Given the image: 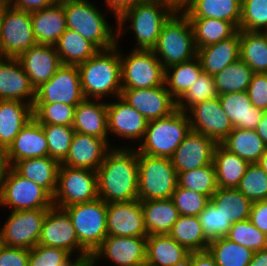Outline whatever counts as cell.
I'll return each instance as SVG.
<instances>
[{
  "instance_id": "obj_1",
  "label": "cell",
  "mask_w": 267,
  "mask_h": 266,
  "mask_svg": "<svg viewBox=\"0 0 267 266\" xmlns=\"http://www.w3.org/2000/svg\"><path fill=\"white\" fill-rule=\"evenodd\" d=\"M98 198L107 204L138 199V152L112 146L97 169Z\"/></svg>"
},
{
  "instance_id": "obj_2",
  "label": "cell",
  "mask_w": 267,
  "mask_h": 266,
  "mask_svg": "<svg viewBox=\"0 0 267 266\" xmlns=\"http://www.w3.org/2000/svg\"><path fill=\"white\" fill-rule=\"evenodd\" d=\"M119 45L117 42L113 48L99 50L92 58L77 65L85 99L105 100L104 97L121 96Z\"/></svg>"
},
{
  "instance_id": "obj_3",
  "label": "cell",
  "mask_w": 267,
  "mask_h": 266,
  "mask_svg": "<svg viewBox=\"0 0 267 266\" xmlns=\"http://www.w3.org/2000/svg\"><path fill=\"white\" fill-rule=\"evenodd\" d=\"M174 11L175 9L170 4L161 0L138 2L116 19L117 42L122 38L121 36L132 30L136 41L135 47L132 49L152 50L157 43L164 22ZM127 20L129 23L131 22L129 25Z\"/></svg>"
},
{
  "instance_id": "obj_4",
  "label": "cell",
  "mask_w": 267,
  "mask_h": 266,
  "mask_svg": "<svg viewBox=\"0 0 267 266\" xmlns=\"http://www.w3.org/2000/svg\"><path fill=\"white\" fill-rule=\"evenodd\" d=\"M63 8L68 29L80 34L99 50H107L117 45V27L108 23L105 13L99 10L94 2L63 0Z\"/></svg>"
},
{
  "instance_id": "obj_5",
  "label": "cell",
  "mask_w": 267,
  "mask_h": 266,
  "mask_svg": "<svg viewBox=\"0 0 267 266\" xmlns=\"http://www.w3.org/2000/svg\"><path fill=\"white\" fill-rule=\"evenodd\" d=\"M152 51L164 69L196 57L193 30L182 10H175L164 22Z\"/></svg>"
},
{
  "instance_id": "obj_6",
  "label": "cell",
  "mask_w": 267,
  "mask_h": 266,
  "mask_svg": "<svg viewBox=\"0 0 267 266\" xmlns=\"http://www.w3.org/2000/svg\"><path fill=\"white\" fill-rule=\"evenodd\" d=\"M190 130L187 113L176 109L166 117L149 121L142 140L132 147L141 154L171 158Z\"/></svg>"
},
{
  "instance_id": "obj_7",
  "label": "cell",
  "mask_w": 267,
  "mask_h": 266,
  "mask_svg": "<svg viewBox=\"0 0 267 266\" xmlns=\"http://www.w3.org/2000/svg\"><path fill=\"white\" fill-rule=\"evenodd\" d=\"M178 186V173L171 158L138 152V200L168 199Z\"/></svg>"
},
{
  "instance_id": "obj_8",
  "label": "cell",
  "mask_w": 267,
  "mask_h": 266,
  "mask_svg": "<svg viewBox=\"0 0 267 266\" xmlns=\"http://www.w3.org/2000/svg\"><path fill=\"white\" fill-rule=\"evenodd\" d=\"M63 209L71 219L79 243L92 255L107 236V203L98 198Z\"/></svg>"
},
{
  "instance_id": "obj_9",
  "label": "cell",
  "mask_w": 267,
  "mask_h": 266,
  "mask_svg": "<svg viewBox=\"0 0 267 266\" xmlns=\"http://www.w3.org/2000/svg\"><path fill=\"white\" fill-rule=\"evenodd\" d=\"M120 51L122 89H146L164 85L165 69L152 50ZM125 56V57H124Z\"/></svg>"
},
{
  "instance_id": "obj_10",
  "label": "cell",
  "mask_w": 267,
  "mask_h": 266,
  "mask_svg": "<svg viewBox=\"0 0 267 266\" xmlns=\"http://www.w3.org/2000/svg\"><path fill=\"white\" fill-rule=\"evenodd\" d=\"M53 197L41 186L9 168L0 187V207L11 211L49 209Z\"/></svg>"
},
{
  "instance_id": "obj_11",
  "label": "cell",
  "mask_w": 267,
  "mask_h": 266,
  "mask_svg": "<svg viewBox=\"0 0 267 266\" xmlns=\"http://www.w3.org/2000/svg\"><path fill=\"white\" fill-rule=\"evenodd\" d=\"M35 45L31 12L15 9L5 0L2 3L0 57L17 58Z\"/></svg>"
},
{
  "instance_id": "obj_12",
  "label": "cell",
  "mask_w": 267,
  "mask_h": 266,
  "mask_svg": "<svg viewBox=\"0 0 267 266\" xmlns=\"http://www.w3.org/2000/svg\"><path fill=\"white\" fill-rule=\"evenodd\" d=\"M95 199H98L96 171L59 166L57 189L53 196L54 206L65 208Z\"/></svg>"
},
{
  "instance_id": "obj_13",
  "label": "cell",
  "mask_w": 267,
  "mask_h": 266,
  "mask_svg": "<svg viewBox=\"0 0 267 266\" xmlns=\"http://www.w3.org/2000/svg\"><path fill=\"white\" fill-rule=\"evenodd\" d=\"M38 244L64 249L87 264L91 258V254L79 243L68 213L54 205L46 213Z\"/></svg>"
},
{
  "instance_id": "obj_14",
  "label": "cell",
  "mask_w": 267,
  "mask_h": 266,
  "mask_svg": "<svg viewBox=\"0 0 267 266\" xmlns=\"http://www.w3.org/2000/svg\"><path fill=\"white\" fill-rule=\"evenodd\" d=\"M48 209L10 211L0 227V244L32 249L38 244Z\"/></svg>"
},
{
  "instance_id": "obj_15",
  "label": "cell",
  "mask_w": 267,
  "mask_h": 266,
  "mask_svg": "<svg viewBox=\"0 0 267 266\" xmlns=\"http://www.w3.org/2000/svg\"><path fill=\"white\" fill-rule=\"evenodd\" d=\"M147 236L118 237L107 235L92 253L89 265L97 266L102 259L113 266H145Z\"/></svg>"
},
{
  "instance_id": "obj_16",
  "label": "cell",
  "mask_w": 267,
  "mask_h": 266,
  "mask_svg": "<svg viewBox=\"0 0 267 266\" xmlns=\"http://www.w3.org/2000/svg\"><path fill=\"white\" fill-rule=\"evenodd\" d=\"M85 99L77 65H61L54 76L35 89L34 103H64L77 106Z\"/></svg>"
},
{
  "instance_id": "obj_17",
  "label": "cell",
  "mask_w": 267,
  "mask_h": 266,
  "mask_svg": "<svg viewBox=\"0 0 267 266\" xmlns=\"http://www.w3.org/2000/svg\"><path fill=\"white\" fill-rule=\"evenodd\" d=\"M186 113L191 130L212 138L216 143H222L234 129L218 97L198 103Z\"/></svg>"
},
{
  "instance_id": "obj_18",
  "label": "cell",
  "mask_w": 267,
  "mask_h": 266,
  "mask_svg": "<svg viewBox=\"0 0 267 266\" xmlns=\"http://www.w3.org/2000/svg\"><path fill=\"white\" fill-rule=\"evenodd\" d=\"M121 97L148 121L166 117L174 112L176 100L165 87L122 89Z\"/></svg>"
},
{
  "instance_id": "obj_19",
  "label": "cell",
  "mask_w": 267,
  "mask_h": 266,
  "mask_svg": "<svg viewBox=\"0 0 267 266\" xmlns=\"http://www.w3.org/2000/svg\"><path fill=\"white\" fill-rule=\"evenodd\" d=\"M107 102L108 132L111 136L132 142H140L146 131L148 120L121 96Z\"/></svg>"
},
{
  "instance_id": "obj_20",
  "label": "cell",
  "mask_w": 267,
  "mask_h": 266,
  "mask_svg": "<svg viewBox=\"0 0 267 266\" xmlns=\"http://www.w3.org/2000/svg\"><path fill=\"white\" fill-rule=\"evenodd\" d=\"M216 144L212 138L190 130L171 157L176 172H185L212 164Z\"/></svg>"
},
{
  "instance_id": "obj_21",
  "label": "cell",
  "mask_w": 267,
  "mask_h": 266,
  "mask_svg": "<svg viewBox=\"0 0 267 266\" xmlns=\"http://www.w3.org/2000/svg\"><path fill=\"white\" fill-rule=\"evenodd\" d=\"M107 235L148 236L140 200L107 204Z\"/></svg>"
},
{
  "instance_id": "obj_22",
  "label": "cell",
  "mask_w": 267,
  "mask_h": 266,
  "mask_svg": "<svg viewBox=\"0 0 267 266\" xmlns=\"http://www.w3.org/2000/svg\"><path fill=\"white\" fill-rule=\"evenodd\" d=\"M111 148L105 139L75 132L68 154L60 165L97 171Z\"/></svg>"
},
{
  "instance_id": "obj_23",
  "label": "cell",
  "mask_w": 267,
  "mask_h": 266,
  "mask_svg": "<svg viewBox=\"0 0 267 266\" xmlns=\"http://www.w3.org/2000/svg\"><path fill=\"white\" fill-rule=\"evenodd\" d=\"M17 59L35 89L48 82L62 65L55 45L37 44Z\"/></svg>"
},
{
  "instance_id": "obj_24",
  "label": "cell",
  "mask_w": 267,
  "mask_h": 266,
  "mask_svg": "<svg viewBox=\"0 0 267 266\" xmlns=\"http://www.w3.org/2000/svg\"><path fill=\"white\" fill-rule=\"evenodd\" d=\"M0 100L34 105L35 88L17 58L0 57Z\"/></svg>"
},
{
  "instance_id": "obj_25",
  "label": "cell",
  "mask_w": 267,
  "mask_h": 266,
  "mask_svg": "<svg viewBox=\"0 0 267 266\" xmlns=\"http://www.w3.org/2000/svg\"><path fill=\"white\" fill-rule=\"evenodd\" d=\"M48 156V143L40 123L32 118L7 148L10 167L25 159Z\"/></svg>"
},
{
  "instance_id": "obj_26",
  "label": "cell",
  "mask_w": 267,
  "mask_h": 266,
  "mask_svg": "<svg viewBox=\"0 0 267 266\" xmlns=\"http://www.w3.org/2000/svg\"><path fill=\"white\" fill-rule=\"evenodd\" d=\"M75 132L111 140L108 132L107 102L103 100L84 99L75 107L72 125Z\"/></svg>"
},
{
  "instance_id": "obj_27",
  "label": "cell",
  "mask_w": 267,
  "mask_h": 266,
  "mask_svg": "<svg viewBox=\"0 0 267 266\" xmlns=\"http://www.w3.org/2000/svg\"><path fill=\"white\" fill-rule=\"evenodd\" d=\"M34 37L37 44L55 45L67 29L63 0L42 10L31 12Z\"/></svg>"
},
{
  "instance_id": "obj_28",
  "label": "cell",
  "mask_w": 267,
  "mask_h": 266,
  "mask_svg": "<svg viewBox=\"0 0 267 266\" xmlns=\"http://www.w3.org/2000/svg\"><path fill=\"white\" fill-rule=\"evenodd\" d=\"M218 98L234 128L255 130L262 121L264 110L253 105L247 91L225 93Z\"/></svg>"
},
{
  "instance_id": "obj_29",
  "label": "cell",
  "mask_w": 267,
  "mask_h": 266,
  "mask_svg": "<svg viewBox=\"0 0 267 266\" xmlns=\"http://www.w3.org/2000/svg\"><path fill=\"white\" fill-rule=\"evenodd\" d=\"M196 56L203 72L214 76L240 58V30L228 39L198 48Z\"/></svg>"
},
{
  "instance_id": "obj_30",
  "label": "cell",
  "mask_w": 267,
  "mask_h": 266,
  "mask_svg": "<svg viewBox=\"0 0 267 266\" xmlns=\"http://www.w3.org/2000/svg\"><path fill=\"white\" fill-rule=\"evenodd\" d=\"M189 253L168 234L148 235L145 266H186Z\"/></svg>"
},
{
  "instance_id": "obj_31",
  "label": "cell",
  "mask_w": 267,
  "mask_h": 266,
  "mask_svg": "<svg viewBox=\"0 0 267 266\" xmlns=\"http://www.w3.org/2000/svg\"><path fill=\"white\" fill-rule=\"evenodd\" d=\"M242 0H190L182 9L188 18H212L231 22L238 30Z\"/></svg>"
},
{
  "instance_id": "obj_32",
  "label": "cell",
  "mask_w": 267,
  "mask_h": 266,
  "mask_svg": "<svg viewBox=\"0 0 267 266\" xmlns=\"http://www.w3.org/2000/svg\"><path fill=\"white\" fill-rule=\"evenodd\" d=\"M32 118L31 104L15 100H0V146L7 149Z\"/></svg>"
},
{
  "instance_id": "obj_33",
  "label": "cell",
  "mask_w": 267,
  "mask_h": 266,
  "mask_svg": "<svg viewBox=\"0 0 267 266\" xmlns=\"http://www.w3.org/2000/svg\"><path fill=\"white\" fill-rule=\"evenodd\" d=\"M60 163L49 157H38L16 162L12 168L22 177L44 188L52 197L57 189Z\"/></svg>"
},
{
  "instance_id": "obj_34",
  "label": "cell",
  "mask_w": 267,
  "mask_h": 266,
  "mask_svg": "<svg viewBox=\"0 0 267 266\" xmlns=\"http://www.w3.org/2000/svg\"><path fill=\"white\" fill-rule=\"evenodd\" d=\"M144 215V225L148 235L169 234L179 213L175 204L168 199L140 201Z\"/></svg>"
},
{
  "instance_id": "obj_35",
  "label": "cell",
  "mask_w": 267,
  "mask_h": 266,
  "mask_svg": "<svg viewBox=\"0 0 267 266\" xmlns=\"http://www.w3.org/2000/svg\"><path fill=\"white\" fill-rule=\"evenodd\" d=\"M213 163L219 188H237L250 164L235 153L230 152L221 143H217L215 146Z\"/></svg>"
},
{
  "instance_id": "obj_36",
  "label": "cell",
  "mask_w": 267,
  "mask_h": 266,
  "mask_svg": "<svg viewBox=\"0 0 267 266\" xmlns=\"http://www.w3.org/2000/svg\"><path fill=\"white\" fill-rule=\"evenodd\" d=\"M55 48L63 65H79L99 51L93 43L68 28L58 39Z\"/></svg>"
},
{
  "instance_id": "obj_37",
  "label": "cell",
  "mask_w": 267,
  "mask_h": 266,
  "mask_svg": "<svg viewBox=\"0 0 267 266\" xmlns=\"http://www.w3.org/2000/svg\"><path fill=\"white\" fill-rule=\"evenodd\" d=\"M221 144L249 163H257L266 148L255 130L242 128H234Z\"/></svg>"
},
{
  "instance_id": "obj_38",
  "label": "cell",
  "mask_w": 267,
  "mask_h": 266,
  "mask_svg": "<svg viewBox=\"0 0 267 266\" xmlns=\"http://www.w3.org/2000/svg\"><path fill=\"white\" fill-rule=\"evenodd\" d=\"M210 201L221 210L225 219L235 224L249 219L252 201L237 188H219L212 195Z\"/></svg>"
},
{
  "instance_id": "obj_39",
  "label": "cell",
  "mask_w": 267,
  "mask_h": 266,
  "mask_svg": "<svg viewBox=\"0 0 267 266\" xmlns=\"http://www.w3.org/2000/svg\"><path fill=\"white\" fill-rule=\"evenodd\" d=\"M198 57L173 65L165 69L164 84L171 96L177 101L195 84L202 72Z\"/></svg>"
},
{
  "instance_id": "obj_40",
  "label": "cell",
  "mask_w": 267,
  "mask_h": 266,
  "mask_svg": "<svg viewBox=\"0 0 267 266\" xmlns=\"http://www.w3.org/2000/svg\"><path fill=\"white\" fill-rule=\"evenodd\" d=\"M196 49L216 44L232 37L238 29L228 21L212 18H188Z\"/></svg>"
},
{
  "instance_id": "obj_41",
  "label": "cell",
  "mask_w": 267,
  "mask_h": 266,
  "mask_svg": "<svg viewBox=\"0 0 267 266\" xmlns=\"http://www.w3.org/2000/svg\"><path fill=\"white\" fill-rule=\"evenodd\" d=\"M168 235L190 252L206 251L210 242L198 216L179 215Z\"/></svg>"
},
{
  "instance_id": "obj_42",
  "label": "cell",
  "mask_w": 267,
  "mask_h": 266,
  "mask_svg": "<svg viewBox=\"0 0 267 266\" xmlns=\"http://www.w3.org/2000/svg\"><path fill=\"white\" fill-rule=\"evenodd\" d=\"M240 59L254 73H267V40L264 32L240 30Z\"/></svg>"
},
{
  "instance_id": "obj_43",
  "label": "cell",
  "mask_w": 267,
  "mask_h": 266,
  "mask_svg": "<svg viewBox=\"0 0 267 266\" xmlns=\"http://www.w3.org/2000/svg\"><path fill=\"white\" fill-rule=\"evenodd\" d=\"M253 74V70L239 58L213 76L218 95L247 91Z\"/></svg>"
},
{
  "instance_id": "obj_44",
  "label": "cell",
  "mask_w": 267,
  "mask_h": 266,
  "mask_svg": "<svg viewBox=\"0 0 267 266\" xmlns=\"http://www.w3.org/2000/svg\"><path fill=\"white\" fill-rule=\"evenodd\" d=\"M208 252L218 266H248L254 252L226 237L211 240Z\"/></svg>"
},
{
  "instance_id": "obj_45",
  "label": "cell",
  "mask_w": 267,
  "mask_h": 266,
  "mask_svg": "<svg viewBox=\"0 0 267 266\" xmlns=\"http://www.w3.org/2000/svg\"><path fill=\"white\" fill-rule=\"evenodd\" d=\"M178 186L211 198L218 189L214 163L178 173Z\"/></svg>"
},
{
  "instance_id": "obj_46",
  "label": "cell",
  "mask_w": 267,
  "mask_h": 266,
  "mask_svg": "<svg viewBox=\"0 0 267 266\" xmlns=\"http://www.w3.org/2000/svg\"><path fill=\"white\" fill-rule=\"evenodd\" d=\"M215 97H218V93L214 77L202 71L196 83L176 101V107L186 113L194 105Z\"/></svg>"
},
{
  "instance_id": "obj_47",
  "label": "cell",
  "mask_w": 267,
  "mask_h": 266,
  "mask_svg": "<svg viewBox=\"0 0 267 266\" xmlns=\"http://www.w3.org/2000/svg\"><path fill=\"white\" fill-rule=\"evenodd\" d=\"M76 106L64 103H34L33 118L41 125H73Z\"/></svg>"
},
{
  "instance_id": "obj_48",
  "label": "cell",
  "mask_w": 267,
  "mask_h": 266,
  "mask_svg": "<svg viewBox=\"0 0 267 266\" xmlns=\"http://www.w3.org/2000/svg\"><path fill=\"white\" fill-rule=\"evenodd\" d=\"M225 237L253 252L267 248V235L255 227L249 219L232 224Z\"/></svg>"
},
{
  "instance_id": "obj_49",
  "label": "cell",
  "mask_w": 267,
  "mask_h": 266,
  "mask_svg": "<svg viewBox=\"0 0 267 266\" xmlns=\"http://www.w3.org/2000/svg\"><path fill=\"white\" fill-rule=\"evenodd\" d=\"M48 143V156L61 163L67 156L75 130L66 125H41Z\"/></svg>"
},
{
  "instance_id": "obj_50",
  "label": "cell",
  "mask_w": 267,
  "mask_h": 266,
  "mask_svg": "<svg viewBox=\"0 0 267 266\" xmlns=\"http://www.w3.org/2000/svg\"><path fill=\"white\" fill-rule=\"evenodd\" d=\"M237 189L252 202L267 200V173L258 163H250Z\"/></svg>"
},
{
  "instance_id": "obj_51",
  "label": "cell",
  "mask_w": 267,
  "mask_h": 266,
  "mask_svg": "<svg viewBox=\"0 0 267 266\" xmlns=\"http://www.w3.org/2000/svg\"><path fill=\"white\" fill-rule=\"evenodd\" d=\"M267 27V0H242L239 30L263 32Z\"/></svg>"
},
{
  "instance_id": "obj_52",
  "label": "cell",
  "mask_w": 267,
  "mask_h": 266,
  "mask_svg": "<svg viewBox=\"0 0 267 266\" xmlns=\"http://www.w3.org/2000/svg\"><path fill=\"white\" fill-rule=\"evenodd\" d=\"M179 215L198 216L207 204L210 198L199 192L191 191L177 186L171 196Z\"/></svg>"
},
{
  "instance_id": "obj_53",
  "label": "cell",
  "mask_w": 267,
  "mask_h": 266,
  "mask_svg": "<svg viewBox=\"0 0 267 266\" xmlns=\"http://www.w3.org/2000/svg\"><path fill=\"white\" fill-rule=\"evenodd\" d=\"M198 218L209 241L225 237L232 226L230 221L225 219L221 210H218L211 201L198 215Z\"/></svg>"
},
{
  "instance_id": "obj_54",
  "label": "cell",
  "mask_w": 267,
  "mask_h": 266,
  "mask_svg": "<svg viewBox=\"0 0 267 266\" xmlns=\"http://www.w3.org/2000/svg\"><path fill=\"white\" fill-rule=\"evenodd\" d=\"M71 257L72 255L64 249L37 244L29 249L28 266H60Z\"/></svg>"
},
{
  "instance_id": "obj_55",
  "label": "cell",
  "mask_w": 267,
  "mask_h": 266,
  "mask_svg": "<svg viewBox=\"0 0 267 266\" xmlns=\"http://www.w3.org/2000/svg\"><path fill=\"white\" fill-rule=\"evenodd\" d=\"M247 94L255 107L267 110V73L253 74Z\"/></svg>"
},
{
  "instance_id": "obj_56",
  "label": "cell",
  "mask_w": 267,
  "mask_h": 266,
  "mask_svg": "<svg viewBox=\"0 0 267 266\" xmlns=\"http://www.w3.org/2000/svg\"><path fill=\"white\" fill-rule=\"evenodd\" d=\"M29 249L0 244V266H28Z\"/></svg>"
},
{
  "instance_id": "obj_57",
  "label": "cell",
  "mask_w": 267,
  "mask_h": 266,
  "mask_svg": "<svg viewBox=\"0 0 267 266\" xmlns=\"http://www.w3.org/2000/svg\"><path fill=\"white\" fill-rule=\"evenodd\" d=\"M249 220L267 235V200H259L252 203Z\"/></svg>"
},
{
  "instance_id": "obj_58",
  "label": "cell",
  "mask_w": 267,
  "mask_h": 266,
  "mask_svg": "<svg viewBox=\"0 0 267 266\" xmlns=\"http://www.w3.org/2000/svg\"><path fill=\"white\" fill-rule=\"evenodd\" d=\"M58 0H6L11 7L28 12L42 10L55 4Z\"/></svg>"
},
{
  "instance_id": "obj_59",
  "label": "cell",
  "mask_w": 267,
  "mask_h": 266,
  "mask_svg": "<svg viewBox=\"0 0 267 266\" xmlns=\"http://www.w3.org/2000/svg\"><path fill=\"white\" fill-rule=\"evenodd\" d=\"M186 266H218L213 256L206 251L190 252Z\"/></svg>"
},
{
  "instance_id": "obj_60",
  "label": "cell",
  "mask_w": 267,
  "mask_h": 266,
  "mask_svg": "<svg viewBox=\"0 0 267 266\" xmlns=\"http://www.w3.org/2000/svg\"><path fill=\"white\" fill-rule=\"evenodd\" d=\"M105 7L108 8L109 11L115 19H117L124 11L128 10L129 8L133 7L138 2H141L143 0H103Z\"/></svg>"
},
{
  "instance_id": "obj_61",
  "label": "cell",
  "mask_w": 267,
  "mask_h": 266,
  "mask_svg": "<svg viewBox=\"0 0 267 266\" xmlns=\"http://www.w3.org/2000/svg\"><path fill=\"white\" fill-rule=\"evenodd\" d=\"M9 168H10V165H9L8 158H7V149L0 146V187Z\"/></svg>"
},
{
  "instance_id": "obj_62",
  "label": "cell",
  "mask_w": 267,
  "mask_h": 266,
  "mask_svg": "<svg viewBox=\"0 0 267 266\" xmlns=\"http://www.w3.org/2000/svg\"><path fill=\"white\" fill-rule=\"evenodd\" d=\"M248 266H267V248L254 252Z\"/></svg>"
},
{
  "instance_id": "obj_63",
  "label": "cell",
  "mask_w": 267,
  "mask_h": 266,
  "mask_svg": "<svg viewBox=\"0 0 267 266\" xmlns=\"http://www.w3.org/2000/svg\"><path fill=\"white\" fill-rule=\"evenodd\" d=\"M255 131L267 147V110L264 111L262 121L257 125Z\"/></svg>"
},
{
  "instance_id": "obj_64",
  "label": "cell",
  "mask_w": 267,
  "mask_h": 266,
  "mask_svg": "<svg viewBox=\"0 0 267 266\" xmlns=\"http://www.w3.org/2000/svg\"><path fill=\"white\" fill-rule=\"evenodd\" d=\"M170 4L175 10H182L190 0H161Z\"/></svg>"
},
{
  "instance_id": "obj_65",
  "label": "cell",
  "mask_w": 267,
  "mask_h": 266,
  "mask_svg": "<svg viewBox=\"0 0 267 266\" xmlns=\"http://www.w3.org/2000/svg\"><path fill=\"white\" fill-rule=\"evenodd\" d=\"M87 263L80 257L75 256L71 257L65 264H61L60 266H86Z\"/></svg>"
},
{
  "instance_id": "obj_66",
  "label": "cell",
  "mask_w": 267,
  "mask_h": 266,
  "mask_svg": "<svg viewBox=\"0 0 267 266\" xmlns=\"http://www.w3.org/2000/svg\"><path fill=\"white\" fill-rule=\"evenodd\" d=\"M257 163L267 173V147L265 148L261 159Z\"/></svg>"
},
{
  "instance_id": "obj_67",
  "label": "cell",
  "mask_w": 267,
  "mask_h": 266,
  "mask_svg": "<svg viewBox=\"0 0 267 266\" xmlns=\"http://www.w3.org/2000/svg\"><path fill=\"white\" fill-rule=\"evenodd\" d=\"M1 24H2V4H0V34H1Z\"/></svg>"
},
{
  "instance_id": "obj_68",
  "label": "cell",
  "mask_w": 267,
  "mask_h": 266,
  "mask_svg": "<svg viewBox=\"0 0 267 266\" xmlns=\"http://www.w3.org/2000/svg\"><path fill=\"white\" fill-rule=\"evenodd\" d=\"M263 32L267 35V27H266V29Z\"/></svg>"
}]
</instances>
